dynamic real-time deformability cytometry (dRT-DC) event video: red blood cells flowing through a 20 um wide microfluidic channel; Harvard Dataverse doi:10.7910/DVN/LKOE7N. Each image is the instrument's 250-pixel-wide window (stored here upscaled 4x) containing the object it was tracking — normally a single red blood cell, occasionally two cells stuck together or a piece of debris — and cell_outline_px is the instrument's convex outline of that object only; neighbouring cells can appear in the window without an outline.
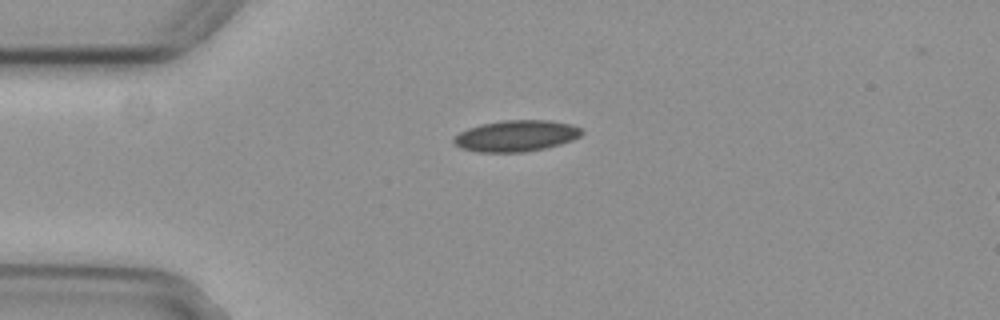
{"species": "common noctule bat (a hibernating species)", "species_latin": "Nyctalus noctula", "temperature_condition": "cold", "stored_images_in_passage": 5, "camera_frame_rate_fps": 3000, "um_per_image_px": 0.085, "animal": {"sex": "female", "body_mass_g": 29.2, "forearm_length_mm": 56.3}, "frame": {"image": 1, "passage_image": 1, "time_ms": 0.0, "image_size_px": [1000, 320], "cell_outline_px": [[584, 132], [580, 136], [572, 140], [560, 144], [544, 148], [524, 152], [476, 152], [460, 148], [452, 140], [460, 132], [468, 128], [480, 124], [504, 120], [548, 120], [568, 124], [580, 128]], "centroid_in_image_um": [43.85, 11.55], "position_along_channel_um": 41.1, "area_um2": 23.18}}
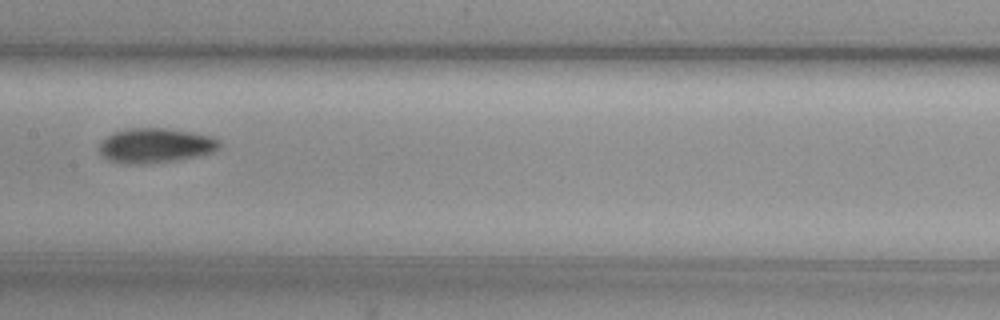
{"frame": {"image": 2, "passage_image": 5, "time_ms": 1.333, "image_size_px": [1000, 320], "cell_outline_px": [[220, 144], [212, 152], [200, 156], [180, 160], [140, 164], [124, 164], [104, 160], [100, 156], [96, 148], [112, 132], [128, 128], [164, 128], [212, 136], [220, 140]], "centroid_in_image_um": [13.14, 12.39], "position_along_channel_um": 194.3, "area_um2": 24.62}}